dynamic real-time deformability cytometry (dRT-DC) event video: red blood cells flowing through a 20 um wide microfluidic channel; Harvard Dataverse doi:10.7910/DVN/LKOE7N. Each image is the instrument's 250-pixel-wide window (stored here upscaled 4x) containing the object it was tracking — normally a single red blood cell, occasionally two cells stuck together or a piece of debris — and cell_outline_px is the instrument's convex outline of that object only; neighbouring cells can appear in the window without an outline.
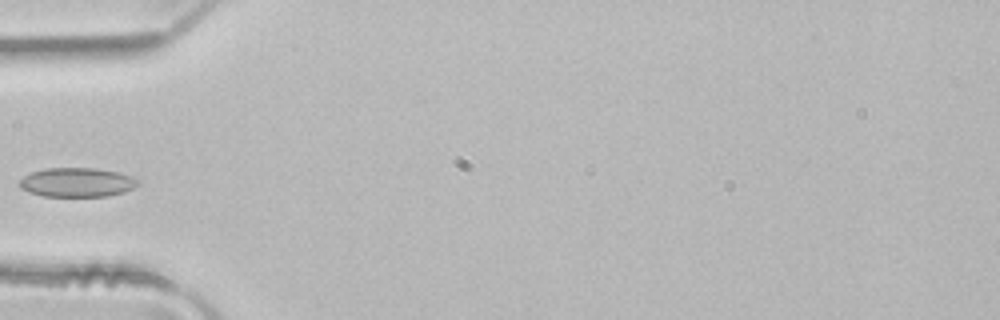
{"species": "common noctule bat (a hibernating species)", "species_latin": "Nyctalus noctula", "temperature_condition": "room temperature", "stored_images_in_passage": 4, "camera_frame_rate_fps": 3000, "um_per_image_px": 0.085, "animal": {"sex": "male", "body_mass_g": 21.5, "forearm_length_mm": 52.0}, "frame": {"image": 1, "passage_image": 4, "time_ms": 1.0, "image_size_px": [1000, 320], "cell_outline_px": [[140, 180], [132, 188], [124, 192], [108, 196], [44, 196], [28, 192], [20, 188], [20, 180], [24, 176], [32, 172], [48, 168], [96, 168], [116, 172], [132, 176]], "centroid_in_image_um": [6.54, 15.5], "position_along_channel_um": 78.5, "area_um2": 20.0}}